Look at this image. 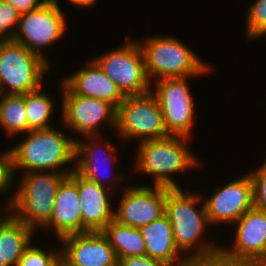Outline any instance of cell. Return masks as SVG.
<instances>
[{"mask_svg": "<svg viewBox=\"0 0 266 266\" xmlns=\"http://www.w3.org/2000/svg\"><path fill=\"white\" fill-rule=\"evenodd\" d=\"M201 198L203 197L196 193L183 192L181 188L166 187L165 214L171 223L177 249L180 252H190L186 255L188 260H216L219 259L221 247L199 241L205 227L210 225L205 204L201 209L195 208ZM198 242L201 245H196Z\"/></svg>", "mask_w": 266, "mask_h": 266, "instance_id": "1", "label": "cell"}, {"mask_svg": "<svg viewBox=\"0 0 266 266\" xmlns=\"http://www.w3.org/2000/svg\"><path fill=\"white\" fill-rule=\"evenodd\" d=\"M23 142L11 149L14 172L23 169L27 172L72 173L63 167L76 160V139L69 138L62 131L52 128L29 131ZM63 167V170L60 169ZM57 169V170H56Z\"/></svg>", "mask_w": 266, "mask_h": 266, "instance_id": "2", "label": "cell"}, {"mask_svg": "<svg viewBox=\"0 0 266 266\" xmlns=\"http://www.w3.org/2000/svg\"><path fill=\"white\" fill-rule=\"evenodd\" d=\"M69 173L26 172L17 192L8 199L9 211L31 229L45 226L51 217L57 190Z\"/></svg>", "mask_w": 266, "mask_h": 266, "instance_id": "3", "label": "cell"}, {"mask_svg": "<svg viewBox=\"0 0 266 266\" xmlns=\"http://www.w3.org/2000/svg\"><path fill=\"white\" fill-rule=\"evenodd\" d=\"M187 139L189 138L169 135L140 142L136 170L155 176V186L181 188L170 175L200 164L187 147Z\"/></svg>", "mask_w": 266, "mask_h": 266, "instance_id": "4", "label": "cell"}, {"mask_svg": "<svg viewBox=\"0 0 266 266\" xmlns=\"http://www.w3.org/2000/svg\"><path fill=\"white\" fill-rule=\"evenodd\" d=\"M140 41L145 59V70L149 80L165 78L191 77L209 72V65L204 63L192 49L183 45L180 39L169 36L149 37ZM200 58V59H199ZM159 77V78H158Z\"/></svg>", "mask_w": 266, "mask_h": 266, "instance_id": "5", "label": "cell"}, {"mask_svg": "<svg viewBox=\"0 0 266 266\" xmlns=\"http://www.w3.org/2000/svg\"><path fill=\"white\" fill-rule=\"evenodd\" d=\"M49 68L20 43L0 40V94L24 95L41 88L42 77ZM6 87H10L9 91Z\"/></svg>", "mask_w": 266, "mask_h": 266, "instance_id": "6", "label": "cell"}, {"mask_svg": "<svg viewBox=\"0 0 266 266\" xmlns=\"http://www.w3.org/2000/svg\"><path fill=\"white\" fill-rule=\"evenodd\" d=\"M121 139L142 141L169 136L157 99L151 93L126 96L117 108L116 128Z\"/></svg>", "mask_w": 266, "mask_h": 266, "instance_id": "7", "label": "cell"}, {"mask_svg": "<svg viewBox=\"0 0 266 266\" xmlns=\"http://www.w3.org/2000/svg\"><path fill=\"white\" fill-rule=\"evenodd\" d=\"M126 96L141 95L151 91L145 59L139 42H128L116 50L93 59Z\"/></svg>", "mask_w": 266, "mask_h": 266, "instance_id": "8", "label": "cell"}, {"mask_svg": "<svg viewBox=\"0 0 266 266\" xmlns=\"http://www.w3.org/2000/svg\"><path fill=\"white\" fill-rule=\"evenodd\" d=\"M59 6L58 0H45L38 8L20 14L18 31L13 38L48 65L50 62L40 51L61 39L66 29L65 14Z\"/></svg>", "mask_w": 266, "mask_h": 266, "instance_id": "9", "label": "cell"}, {"mask_svg": "<svg viewBox=\"0 0 266 266\" xmlns=\"http://www.w3.org/2000/svg\"><path fill=\"white\" fill-rule=\"evenodd\" d=\"M235 223L234 247H221L219 259L227 266H261L266 262V213L253 207Z\"/></svg>", "mask_w": 266, "mask_h": 266, "instance_id": "10", "label": "cell"}, {"mask_svg": "<svg viewBox=\"0 0 266 266\" xmlns=\"http://www.w3.org/2000/svg\"><path fill=\"white\" fill-rule=\"evenodd\" d=\"M188 77L165 78L156 81L150 92L161 107L165 129L169 135L190 137L194 124V101Z\"/></svg>", "mask_w": 266, "mask_h": 266, "instance_id": "11", "label": "cell"}, {"mask_svg": "<svg viewBox=\"0 0 266 266\" xmlns=\"http://www.w3.org/2000/svg\"><path fill=\"white\" fill-rule=\"evenodd\" d=\"M62 84V119L65 127L75 130L82 136L98 134L99 123L104 120L116 127L117 109L110 103L92 97L74 94L63 82ZM98 131V132H95ZM97 134V135H95Z\"/></svg>", "mask_w": 266, "mask_h": 266, "instance_id": "12", "label": "cell"}, {"mask_svg": "<svg viewBox=\"0 0 266 266\" xmlns=\"http://www.w3.org/2000/svg\"><path fill=\"white\" fill-rule=\"evenodd\" d=\"M166 187L142 186L126 188L114 211V220L120 224L140 228L165 213Z\"/></svg>", "mask_w": 266, "mask_h": 266, "instance_id": "13", "label": "cell"}, {"mask_svg": "<svg viewBox=\"0 0 266 266\" xmlns=\"http://www.w3.org/2000/svg\"><path fill=\"white\" fill-rule=\"evenodd\" d=\"M203 202L210 225L235 223L245 212L254 207L250 175L232 180L221 189L216 188L211 198Z\"/></svg>", "mask_w": 266, "mask_h": 266, "instance_id": "14", "label": "cell"}, {"mask_svg": "<svg viewBox=\"0 0 266 266\" xmlns=\"http://www.w3.org/2000/svg\"><path fill=\"white\" fill-rule=\"evenodd\" d=\"M61 260L68 266H118V258L102 232H85L62 237Z\"/></svg>", "mask_w": 266, "mask_h": 266, "instance_id": "15", "label": "cell"}, {"mask_svg": "<svg viewBox=\"0 0 266 266\" xmlns=\"http://www.w3.org/2000/svg\"><path fill=\"white\" fill-rule=\"evenodd\" d=\"M69 176L77 184L81 204L82 233L102 232L114 219V210L109 198L111 195L107 194L106 187L83 178L75 170Z\"/></svg>", "mask_w": 266, "mask_h": 266, "instance_id": "16", "label": "cell"}, {"mask_svg": "<svg viewBox=\"0 0 266 266\" xmlns=\"http://www.w3.org/2000/svg\"><path fill=\"white\" fill-rule=\"evenodd\" d=\"M80 198L76 182L68 175L59 185L54 208L44 228H51L55 237L82 233Z\"/></svg>", "mask_w": 266, "mask_h": 266, "instance_id": "17", "label": "cell"}, {"mask_svg": "<svg viewBox=\"0 0 266 266\" xmlns=\"http://www.w3.org/2000/svg\"><path fill=\"white\" fill-rule=\"evenodd\" d=\"M61 82L74 94L104 100L116 109L125 99L117 85L103 73L94 60Z\"/></svg>", "mask_w": 266, "mask_h": 266, "instance_id": "18", "label": "cell"}, {"mask_svg": "<svg viewBox=\"0 0 266 266\" xmlns=\"http://www.w3.org/2000/svg\"><path fill=\"white\" fill-rule=\"evenodd\" d=\"M146 245V255L168 266L183 264L188 259L181 256L174 241L171 223L164 213L154 222L140 227Z\"/></svg>", "mask_w": 266, "mask_h": 266, "instance_id": "19", "label": "cell"}, {"mask_svg": "<svg viewBox=\"0 0 266 266\" xmlns=\"http://www.w3.org/2000/svg\"><path fill=\"white\" fill-rule=\"evenodd\" d=\"M9 214L0 223V255L8 266H17L34 230Z\"/></svg>", "mask_w": 266, "mask_h": 266, "instance_id": "20", "label": "cell"}, {"mask_svg": "<svg viewBox=\"0 0 266 266\" xmlns=\"http://www.w3.org/2000/svg\"><path fill=\"white\" fill-rule=\"evenodd\" d=\"M93 137H94V135L85 136L84 139H87L89 141L88 144H87V142H82L81 140L76 139L75 157H76V159L78 161L76 163L77 167H75V171L80 176H82L83 178H85V179H87L89 181L95 182L98 185L104 187L105 184L102 183V182H104V181H102L104 178L101 179V177H103V176H101V173H100V170H99V166H101L100 162H108V161L110 162L109 158L111 156L115 159V157L113 155H114L117 147L113 146V145H110V143L107 144V146L105 147V150L107 149V151H109V152L112 151V154H111V152H110V154L109 153L106 154L105 152H103V153H105L108 156H106L105 154L101 156V153L104 150V148H103V146H102V148H101V146L99 147L98 146L99 145L98 142H96L97 143V145H96V143H95L96 140H94ZM96 155H98V156L100 155L101 158L103 156H105V157L102 160H101V158L99 160V157L98 156L96 157ZM110 173H111V171H110Z\"/></svg>", "mask_w": 266, "mask_h": 266, "instance_id": "21", "label": "cell"}, {"mask_svg": "<svg viewBox=\"0 0 266 266\" xmlns=\"http://www.w3.org/2000/svg\"><path fill=\"white\" fill-rule=\"evenodd\" d=\"M102 233L115 250L118 261L124 257L146 255V245L140 228L111 220Z\"/></svg>", "mask_w": 266, "mask_h": 266, "instance_id": "22", "label": "cell"}, {"mask_svg": "<svg viewBox=\"0 0 266 266\" xmlns=\"http://www.w3.org/2000/svg\"><path fill=\"white\" fill-rule=\"evenodd\" d=\"M0 95V125L9 136L28 132L25 94Z\"/></svg>", "mask_w": 266, "mask_h": 266, "instance_id": "23", "label": "cell"}, {"mask_svg": "<svg viewBox=\"0 0 266 266\" xmlns=\"http://www.w3.org/2000/svg\"><path fill=\"white\" fill-rule=\"evenodd\" d=\"M40 90L41 88L25 94L28 132L51 128L49 121L54 110L53 100L49 94L41 93Z\"/></svg>", "mask_w": 266, "mask_h": 266, "instance_id": "24", "label": "cell"}, {"mask_svg": "<svg viewBox=\"0 0 266 266\" xmlns=\"http://www.w3.org/2000/svg\"><path fill=\"white\" fill-rule=\"evenodd\" d=\"M246 13L248 39L266 35V0H256Z\"/></svg>", "mask_w": 266, "mask_h": 266, "instance_id": "25", "label": "cell"}, {"mask_svg": "<svg viewBox=\"0 0 266 266\" xmlns=\"http://www.w3.org/2000/svg\"><path fill=\"white\" fill-rule=\"evenodd\" d=\"M61 261V251L45 252L40 247L29 245L23 252L17 266H57Z\"/></svg>", "mask_w": 266, "mask_h": 266, "instance_id": "26", "label": "cell"}, {"mask_svg": "<svg viewBox=\"0 0 266 266\" xmlns=\"http://www.w3.org/2000/svg\"><path fill=\"white\" fill-rule=\"evenodd\" d=\"M19 20L20 13L10 3L0 0V40L14 38ZM15 26L16 30H14ZM13 27L14 29H12Z\"/></svg>", "mask_w": 266, "mask_h": 266, "instance_id": "27", "label": "cell"}, {"mask_svg": "<svg viewBox=\"0 0 266 266\" xmlns=\"http://www.w3.org/2000/svg\"><path fill=\"white\" fill-rule=\"evenodd\" d=\"M249 175L253 184L254 208L266 213V160L261 167Z\"/></svg>", "mask_w": 266, "mask_h": 266, "instance_id": "28", "label": "cell"}, {"mask_svg": "<svg viewBox=\"0 0 266 266\" xmlns=\"http://www.w3.org/2000/svg\"><path fill=\"white\" fill-rule=\"evenodd\" d=\"M16 172L14 173L13 165V154L11 149L7 152H3L0 155V191L6 192L12 186V181L15 178Z\"/></svg>", "mask_w": 266, "mask_h": 266, "instance_id": "29", "label": "cell"}, {"mask_svg": "<svg viewBox=\"0 0 266 266\" xmlns=\"http://www.w3.org/2000/svg\"><path fill=\"white\" fill-rule=\"evenodd\" d=\"M118 266H168L166 263L148 257L142 256H130L121 258L118 262Z\"/></svg>", "mask_w": 266, "mask_h": 266, "instance_id": "30", "label": "cell"}, {"mask_svg": "<svg viewBox=\"0 0 266 266\" xmlns=\"http://www.w3.org/2000/svg\"><path fill=\"white\" fill-rule=\"evenodd\" d=\"M10 3L20 14L27 13L38 8L45 0H4Z\"/></svg>", "mask_w": 266, "mask_h": 266, "instance_id": "31", "label": "cell"}, {"mask_svg": "<svg viewBox=\"0 0 266 266\" xmlns=\"http://www.w3.org/2000/svg\"><path fill=\"white\" fill-rule=\"evenodd\" d=\"M193 266H227L220 259L216 260H193Z\"/></svg>", "mask_w": 266, "mask_h": 266, "instance_id": "32", "label": "cell"}, {"mask_svg": "<svg viewBox=\"0 0 266 266\" xmlns=\"http://www.w3.org/2000/svg\"><path fill=\"white\" fill-rule=\"evenodd\" d=\"M71 2L74 6H79V7H92V5L97 1V0H68Z\"/></svg>", "mask_w": 266, "mask_h": 266, "instance_id": "33", "label": "cell"}, {"mask_svg": "<svg viewBox=\"0 0 266 266\" xmlns=\"http://www.w3.org/2000/svg\"><path fill=\"white\" fill-rule=\"evenodd\" d=\"M177 266H193V260H187L183 264L177 265Z\"/></svg>", "mask_w": 266, "mask_h": 266, "instance_id": "34", "label": "cell"}, {"mask_svg": "<svg viewBox=\"0 0 266 266\" xmlns=\"http://www.w3.org/2000/svg\"><path fill=\"white\" fill-rule=\"evenodd\" d=\"M0 266H8V265L4 262V260H2L1 255H0Z\"/></svg>", "mask_w": 266, "mask_h": 266, "instance_id": "35", "label": "cell"}, {"mask_svg": "<svg viewBox=\"0 0 266 266\" xmlns=\"http://www.w3.org/2000/svg\"><path fill=\"white\" fill-rule=\"evenodd\" d=\"M57 266H68L65 262L62 260L57 264Z\"/></svg>", "mask_w": 266, "mask_h": 266, "instance_id": "36", "label": "cell"}, {"mask_svg": "<svg viewBox=\"0 0 266 266\" xmlns=\"http://www.w3.org/2000/svg\"><path fill=\"white\" fill-rule=\"evenodd\" d=\"M0 215H1V212H0ZM3 217V218H2ZM7 216L5 215V217H4V215L3 216H0V223L6 218Z\"/></svg>", "mask_w": 266, "mask_h": 266, "instance_id": "37", "label": "cell"}]
</instances>
